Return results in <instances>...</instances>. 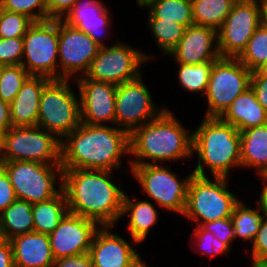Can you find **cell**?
<instances>
[{
	"mask_svg": "<svg viewBox=\"0 0 267 267\" xmlns=\"http://www.w3.org/2000/svg\"><path fill=\"white\" fill-rule=\"evenodd\" d=\"M131 173L150 199L162 207L174 213L184 214L188 187L192 175L180 180L175 173L167 167L158 164L130 166Z\"/></svg>",
	"mask_w": 267,
	"mask_h": 267,
	"instance_id": "7c38bea8",
	"label": "cell"
},
{
	"mask_svg": "<svg viewBox=\"0 0 267 267\" xmlns=\"http://www.w3.org/2000/svg\"><path fill=\"white\" fill-rule=\"evenodd\" d=\"M13 186L7 173L0 167V213L16 200Z\"/></svg>",
	"mask_w": 267,
	"mask_h": 267,
	"instance_id": "b9f144b4",
	"label": "cell"
},
{
	"mask_svg": "<svg viewBox=\"0 0 267 267\" xmlns=\"http://www.w3.org/2000/svg\"><path fill=\"white\" fill-rule=\"evenodd\" d=\"M251 244V262L267 261V216L260 224L259 230Z\"/></svg>",
	"mask_w": 267,
	"mask_h": 267,
	"instance_id": "ab89813d",
	"label": "cell"
},
{
	"mask_svg": "<svg viewBox=\"0 0 267 267\" xmlns=\"http://www.w3.org/2000/svg\"><path fill=\"white\" fill-rule=\"evenodd\" d=\"M149 30L152 31L156 44L166 55L179 43L186 27L163 19H147Z\"/></svg>",
	"mask_w": 267,
	"mask_h": 267,
	"instance_id": "d6a6232c",
	"label": "cell"
},
{
	"mask_svg": "<svg viewBox=\"0 0 267 267\" xmlns=\"http://www.w3.org/2000/svg\"><path fill=\"white\" fill-rule=\"evenodd\" d=\"M141 75L116 87L115 124L129 133L154 120L166 108L157 109Z\"/></svg>",
	"mask_w": 267,
	"mask_h": 267,
	"instance_id": "5bb4252c",
	"label": "cell"
},
{
	"mask_svg": "<svg viewBox=\"0 0 267 267\" xmlns=\"http://www.w3.org/2000/svg\"><path fill=\"white\" fill-rule=\"evenodd\" d=\"M100 47L87 33L59 19V79L76 80L78 72L84 76Z\"/></svg>",
	"mask_w": 267,
	"mask_h": 267,
	"instance_id": "9a60e30c",
	"label": "cell"
},
{
	"mask_svg": "<svg viewBox=\"0 0 267 267\" xmlns=\"http://www.w3.org/2000/svg\"><path fill=\"white\" fill-rule=\"evenodd\" d=\"M234 1L238 2V1H249V0H234Z\"/></svg>",
	"mask_w": 267,
	"mask_h": 267,
	"instance_id": "9f6ffc18",
	"label": "cell"
},
{
	"mask_svg": "<svg viewBox=\"0 0 267 267\" xmlns=\"http://www.w3.org/2000/svg\"><path fill=\"white\" fill-rule=\"evenodd\" d=\"M29 76L22 65L3 66L0 72V99L10 104Z\"/></svg>",
	"mask_w": 267,
	"mask_h": 267,
	"instance_id": "836d02e7",
	"label": "cell"
},
{
	"mask_svg": "<svg viewBox=\"0 0 267 267\" xmlns=\"http://www.w3.org/2000/svg\"><path fill=\"white\" fill-rule=\"evenodd\" d=\"M258 103L267 111V75L257 70L251 72V85Z\"/></svg>",
	"mask_w": 267,
	"mask_h": 267,
	"instance_id": "60d3db41",
	"label": "cell"
},
{
	"mask_svg": "<svg viewBox=\"0 0 267 267\" xmlns=\"http://www.w3.org/2000/svg\"><path fill=\"white\" fill-rule=\"evenodd\" d=\"M192 134V152L198 156L194 174L206 176L205 165L213 177L228 178L230 168L241 167V134L237 128L220 117L204 116Z\"/></svg>",
	"mask_w": 267,
	"mask_h": 267,
	"instance_id": "277c9868",
	"label": "cell"
},
{
	"mask_svg": "<svg viewBox=\"0 0 267 267\" xmlns=\"http://www.w3.org/2000/svg\"><path fill=\"white\" fill-rule=\"evenodd\" d=\"M112 171L63 169L62 190L68 213L112 226L121 219L124 191L112 180Z\"/></svg>",
	"mask_w": 267,
	"mask_h": 267,
	"instance_id": "6da1fadb",
	"label": "cell"
},
{
	"mask_svg": "<svg viewBox=\"0 0 267 267\" xmlns=\"http://www.w3.org/2000/svg\"><path fill=\"white\" fill-rule=\"evenodd\" d=\"M76 79L80 96L81 123L115 125V97L117 85L94 81L85 76Z\"/></svg>",
	"mask_w": 267,
	"mask_h": 267,
	"instance_id": "e0dca14e",
	"label": "cell"
},
{
	"mask_svg": "<svg viewBox=\"0 0 267 267\" xmlns=\"http://www.w3.org/2000/svg\"><path fill=\"white\" fill-rule=\"evenodd\" d=\"M15 267H53L49 236L30 232L10 239Z\"/></svg>",
	"mask_w": 267,
	"mask_h": 267,
	"instance_id": "7402d4cb",
	"label": "cell"
},
{
	"mask_svg": "<svg viewBox=\"0 0 267 267\" xmlns=\"http://www.w3.org/2000/svg\"><path fill=\"white\" fill-rule=\"evenodd\" d=\"M237 59L251 72L264 64L267 59V19L257 28Z\"/></svg>",
	"mask_w": 267,
	"mask_h": 267,
	"instance_id": "4dcf8cb0",
	"label": "cell"
},
{
	"mask_svg": "<svg viewBox=\"0 0 267 267\" xmlns=\"http://www.w3.org/2000/svg\"><path fill=\"white\" fill-rule=\"evenodd\" d=\"M11 127L10 104L0 99V131L5 133Z\"/></svg>",
	"mask_w": 267,
	"mask_h": 267,
	"instance_id": "bcb514c9",
	"label": "cell"
},
{
	"mask_svg": "<svg viewBox=\"0 0 267 267\" xmlns=\"http://www.w3.org/2000/svg\"><path fill=\"white\" fill-rule=\"evenodd\" d=\"M3 137H4V133L2 131H0V163H1V159H2Z\"/></svg>",
	"mask_w": 267,
	"mask_h": 267,
	"instance_id": "681fc988",
	"label": "cell"
},
{
	"mask_svg": "<svg viewBox=\"0 0 267 267\" xmlns=\"http://www.w3.org/2000/svg\"><path fill=\"white\" fill-rule=\"evenodd\" d=\"M179 64L178 79L180 85L189 92H201L205 96L211 70L214 61H209L199 65Z\"/></svg>",
	"mask_w": 267,
	"mask_h": 267,
	"instance_id": "1f68e13d",
	"label": "cell"
},
{
	"mask_svg": "<svg viewBox=\"0 0 267 267\" xmlns=\"http://www.w3.org/2000/svg\"><path fill=\"white\" fill-rule=\"evenodd\" d=\"M112 226L100 227L89 249L94 267H132L140 254L125 239L111 233Z\"/></svg>",
	"mask_w": 267,
	"mask_h": 267,
	"instance_id": "d6986e66",
	"label": "cell"
},
{
	"mask_svg": "<svg viewBox=\"0 0 267 267\" xmlns=\"http://www.w3.org/2000/svg\"><path fill=\"white\" fill-rule=\"evenodd\" d=\"M78 0H46L48 20L63 19Z\"/></svg>",
	"mask_w": 267,
	"mask_h": 267,
	"instance_id": "7bdbcfd3",
	"label": "cell"
},
{
	"mask_svg": "<svg viewBox=\"0 0 267 267\" xmlns=\"http://www.w3.org/2000/svg\"><path fill=\"white\" fill-rule=\"evenodd\" d=\"M130 213V214H129ZM129 214L128 230L133 244L143 243L149 230L158 220V211L151 201L131 200L127 193L124 194L121 218Z\"/></svg>",
	"mask_w": 267,
	"mask_h": 267,
	"instance_id": "cb8c5ba5",
	"label": "cell"
},
{
	"mask_svg": "<svg viewBox=\"0 0 267 267\" xmlns=\"http://www.w3.org/2000/svg\"><path fill=\"white\" fill-rule=\"evenodd\" d=\"M17 199L31 204L51 199L62 191L63 167L31 161H1ZM59 180V182H58ZM56 182L59 183L56 189Z\"/></svg>",
	"mask_w": 267,
	"mask_h": 267,
	"instance_id": "52a82bcc",
	"label": "cell"
},
{
	"mask_svg": "<svg viewBox=\"0 0 267 267\" xmlns=\"http://www.w3.org/2000/svg\"><path fill=\"white\" fill-rule=\"evenodd\" d=\"M2 67H3V65L0 63V72H1Z\"/></svg>",
	"mask_w": 267,
	"mask_h": 267,
	"instance_id": "6f0895ef",
	"label": "cell"
},
{
	"mask_svg": "<svg viewBox=\"0 0 267 267\" xmlns=\"http://www.w3.org/2000/svg\"><path fill=\"white\" fill-rule=\"evenodd\" d=\"M252 267H267V261L251 262Z\"/></svg>",
	"mask_w": 267,
	"mask_h": 267,
	"instance_id": "c3c4849f",
	"label": "cell"
},
{
	"mask_svg": "<svg viewBox=\"0 0 267 267\" xmlns=\"http://www.w3.org/2000/svg\"><path fill=\"white\" fill-rule=\"evenodd\" d=\"M33 23L26 15L0 8V38L23 37Z\"/></svg>",
	"mask_w": 267,
	"mask_h": 267,
	"instance_id": "d590c367",
	"label": "cell"
},
{
	"mask_svg": "<svg viewBox=\"0 0 267 267\" xmlns=\"http://www.w3.org/2000/svg\"><path fill=\"white\" fill-rule=\"evenodd\" d=\"M260 178L263 180L262 182H267V166L264 170L259 174Z\"/></svg>",
	"mask_w": 267,
	"mask_h": 267,
	"instance_id": "f907efd6",
	"label": "cell"
},
{
	"mask_svg": "<svg viewBox=\"0 0 267 267\" xmlns=\"http://www.w3.org/2000/svg\"><path fill=\"white\" fill-rule=\"evenodd\" d=\"M234 0H191L194 24L218 30L230 14Z\"/></svg>",
	"mask_w": 267,
	"mask_h": 267,
	"instance_id": "f1b7e54d",
	"label": "cell"
},
{
	"mask_svg": "<svg viewBox=\"0 0 267 267\" xmlns=\"http://www.w3.org/2000/svg\"><path fill=\"white\" fill-rule=\"evenodd\" d=\"M130 154V133L118 126L81 123L61 141L63 169L120 168L122 154Z\"/></svg>",
	"mask_w": 267,
	"mask_h": 267,
	"instance_id": "7a4b0ae2",
	"label": "cell"
},
{
	"mask_svg": "<svg viewBox=\"0 0 267 267\" xmlns=\"http://www.w3.org/2000/svg\"><path fill=\"white\" fill-rule=\"evenodd\" d=\"M241 134V166L257 169L267 166V124L246 129Z\"/></svg>",
	"mask_w": 267,
	"mask_h": 267,
	"instance_id": "d4e9b609",
	"label": "cell"
},
{
	"mask_svg": "<svg viewBox=\"0 0 267 267\" xmlns=\"http://www.w3.org/2000/svg\"><path fill=\"white\" fill-rule=\"evenodd\" d=\"M68 81L51 79L44 86L39 103L37 126L53 133L60 141L81 124L80 97Z\"/></svg>",
	"mask_w": 267,
	"mask_h": 267,
	"instance_id": "5b68a950",
	"label": "cell"
},
{
	"mask_svg": "<svg viewBox=\"0 0 267 267\" xmlns=\"http://www.w3.org/2000/svg\"><path fill=\"white\" fill-rule=\"evenodd\" d=\"M193 237L196 238V245L199 246L200 254L207 256H217L231 251L230 247L220 241L213 233L204 230L201 226L195 227Z\"/></svg>",
	"mask_w": 267,
	"mask_h": 267,
	"instance_id": "8d00e7d4",
	"label": "cell"
},
{
	"mask_svg": "<svg viewBox=\"0 0 267 267\" xmlns=\"http://www.w3.org/2000/svg\"><path fill=\"white\" fill-rule=\"evenodd\" d=\"M227 181L226 177H214L212 181L207 176L193 174L183 215L192 222H198L196 226L230 218L241 200L228 190Z\"/></svg>",
	"mask_w": 267,
	"mask_h": 267,
	"instance_id": "8992f818",
	"label": "cell"
},
{
	"mask_svg": "<svg viewBox=\"0 0 267 267\" xmlns=\"http://www.w3.org/2000/svg\"><path fill=\"white\" fill-rule=\"evenodd\" d=\"M59 19L34 22L23 36L21 65L30 75L59 79Z\"/></svg>",
	"mask_w": 267,
	"mask_h": 267,
	"instance_id": "9c48e42d",
	"label": "cell"
},
{
	"mask_svg": "<svg viewBox=\"0 0 267 267\" xmlns=\"http://www.w3.org/2000/svg\"><path fill=\"white\" fill-rule=\"evenodd\" d=\"M201 227L204 230L213 233L215 237L231 248V243L235 239L231 218H222L212 222H205Z\"/></svg>",
	"mask_w": 267,
	"mask_h": 267,
	"instance_id": "f35d334b",
	"label": "cell"
},
{
	"mask_svg": "<svg viewBox=\"0 0 267 267\" xmlns=\"http://www.w3.org/2000/svg\"><path fill=\"white\" fill-rule=\"evenodd\" d=\"M266 19V2L262 0L235 2L230 14L217 30L220 56L237 58Z\"/></svg>",
	"mask_w": 267,
	"mask_h": 267,
	"instance_id": "30bf717a",
	"label": "cell"
},
{
	"mask_svg": "<svg viewBox=\"0 0 267 267\" xmlns=\"http://www.w3.org/2000/svg\"><path fill=\"white\" fill-rule=\"evenodd\" d=\"M0 267H15L13 248L10 240L7 239L0 244Z\"/></svg>",
	"mask_w": 267,
	"mask_h": 267,
	"instance_id": "f6af8a7d",
	"label": "cell"
},
{
	"mask_svg": "<svg viewBox=\"0 0 267 267\" xmlns=\"http://www.w3.org/2000/svg\"><path fill=\"white\" fill-rule=\"evenodd\" d=\"M192 143V132L189 134L166 108L154 120L130 133L129 155L134 157V160L130 161V166L158 164V161L172 162L192 157ZM146 159L152 162H146Z\"/></svg>",
	"mask_w": 267,
	"mask_h": 267,
	"instance_id": "3957f363",
	"label": "cell"
},
{
	"mask_svg": "<svg viewBox=\"0 0 267 267\" xmlns=\"http://www.w3.org/2000/svg\"><path fill=\"white\" fill-rule=\"evenodd\" d=\"M100 227L91 219L67 213L48 235L54 259L88 253Z\"/></svg>",
	"mask_w": 267,
	"mask_h": 267,
	"instance_id": "2e32d148",
	"label": "cell"
},
{
	"mask_svg": "<svg viewBox=\"0 0 267 267\" xmlns=\"http://www.w3.org/2000/svg\"><path fill=\"white\" fill-rule=\"evenodd\" d=\"M23 57V37L0 38V63L3 66L21 65Z\"/></svg>",
	"mask_w": 267,
	"mask_h": 267,
	"instance_id": "74e56055",
	"label": "cell"
},
{
	"mask_svg": "<svg viewBox=\"0 0 267 267\" xmlns=\"http://www.w3.org/2000/svg\"><path fill=\"white\" fill-rule=\"evenodd\" d=\"M143 7L149 12V19L173 21L186 28L194 25L191 0H151Z\"/></svg>",
	"mask_w": 267,
	"mask_h": 267,
	"instance_id": "83f0119b",
	"label": "cell"
},
{
	"mask_svg": "<svg viewBox=\"0 0 267 267\" xmlns=\"http://www.w3.org/2000/svg\"><path fill=\"white\" fill-rule=\"evenodd\" d=\"M108 11L100 0H78L62 20L87 33L95 42L103 46L105 44L101 40L102 34L104 35L102 31H107L105 29L111 26Z\"/></svg>",
	"mask_w": 267,
	"mask_h": 267,
	"instance_id": "ffe728a7",
	"label": "cell"
},
{
	"mask_svg": "<svg viewBox=\"0 0 267 267\" xmlns=\"http://www.w3.org/2000/svg\"><path fill=\"white\" fill-rule=\"evenodd\" d=\"M0 8L26 15L33 22L48 20L46 0H0Z\"/></svg>",
	"mask_w": 267,
	"mask_h": 267,
	"instance_id": "e575fe53",
	"label": "cell"
},
{
	"mask_svg": "<svg viewBox=\"0 0 267 267\" xmlns=\"http://www.w3.org/2000/svg\"><path fill=\"white\" fill-rule=\"evenodd\" d=\"M146 264L140 258L132 267H144Z\"/></svg>",
	"mask_w": 267,
	"mask_h": 267,
	"instance_id": "f5cc1de1",
	"label": "cell"
},
{
	"mask_svg": "<svg viewBox=\"0 0 267 267\" xmlns=\"http://www.w3.org/2000/svg\"><path fill=\"white\" fill-rule=\"evenodd\" d=\"M151 0H137V4L143 8L144 5H146L148 2H150Z\"/></svg>",
	"mask_w": 267,
	"mask_h": 267,
	"instance_id": "db71d44e",
	"label": "cell"
},
{
	"mask_svg": "<svg viewBox=\"0 0 267 267\" xmlns=\"http://www.w3.org/2000/svg\"><path fill=\"white\" fill-rule=\"evenodd\" d=\"M5 240L4 235L0 229V244Z\"/></svg>",
	"mask_w": 267,
	"mask_h": 267,
	"instance_id": "11a10c76",
	"label": "cell"
},
{
	"mask_svg": "<svg viewBox=\"0 0 267 267\" xmlns=\"http://www.w3.org/2000/svg\"><path fill=\"white\" fill-rule=\"evenodd\" d=\"M250 85L251 71L237 58L220 57L214 61L205 94V117H220Z\"/></svg>",
	"mask_w": 267,
	"mask_h": 267,
	"instance_id": "8fae6325",
	"label": "cell"
},
{
	"mask_svg": "<svg viewBox=\"0 0 267 267\" xmlns=\"http://www.w3.org/2000/svg\"><path fill=\"white\" fill-rule=\"evenodd\" d=\"M51 79L30 75L10 103L12 127L37 126L40 96Z\"/></svg>",
	"mask_w": 267,
	"mask_h": 267,
	"instance_id": "44dd1931",
	"label": "cell"
},
{
	"mask_svg": "<svg viewBox=\"0 0 267 267\" xmlns=\"http://www.w3.org/2000/svg\"><path fill=\"white\" fill-rule=\"evenodd\" d=\"M257 71L267 75V59L264 62V64Z\"/></svg>",
	"mask_w": 267,
	"mask_h": 267,
	"instance_id": "816d5d0a",
	"label": "cell"
},
{
	"mask_svg": "<svg viewBox=\"0 0 267 267\" xmlns=\"http://www.w3.org/2000/svg\"><path fill=\"white\" fill-rule=\"evenodd\" d=\"M264 187L262 188V191L259 196L258 204L260 205L261 208L264 209L266 212L267 216V182H263Z\"/></svg>",
	"mask_w": 267,
	"mask_h": 267,
	"instance_id": "7dc6e473",
	"label": "cell"
},
{
	"mask_svg": "<svg viewBox=\"0 0 267 267\" xmlns=\"http://www.w3.org/2000/svg\"><path fill=\"white\" fill-rule=\"evenodd\" d=\"M32 212L34 232L51 234L68 213V205L63 190L49 200L33 204Z\"/></svg>",
	"mask_w": 267,
	"mask_h": 267,
	"instance_id": "4316f807",
	"label": "cell"
},
{
	"mask_svg": "<svg viewBox=\"0 0 267 267\" xmlns=\"http://www.w3.org/2000/svg\"><path fill=\"white\" fill-rule=\"evenodd\" d=\"M152 58L126 43L117 41L112 46L100 47L84 76L94 81L120 85L142 75L140 66Z\"/></svg>",
	"mask_w": 267,
	"mask_h": 267,
	"instance_id": "4fadbf2b",
	"label": "cell"
},
{
	"mask_svg": "<svg viewBox=\"0 0 267 267\" xmlns=\"http://www.w3.org/2000/svg\"><path fill=\"white\" fill-rule=\"evenodd\" d=\"M33 204L16 199L0 213V229L7 240L34 231Z\"/></svg>",
	"mask_w": 267,
	"mask_h": 267,
	"instance_id": "484cf974",
	"label": "cell"
},
{
	"mask_svg": "<svg viewBox=\"0 0 267 267\" xmlns=\"http://www.w3.org/2000/svg\"><path fill=\"white\" fill-rule=\"evenodd\" d=\"M170 57L183 64L199 65L219 59L217 30L200 25L185 29L179 43L169 52Z\"/></svg>",
	"mask_w": 267,
	"mask_h": 267,
	"instance_id": "ac0fdd59",
	"label": "cell"
},
{
	"mask_svg": "<svg viewBox=\"0 0 267 267\" xmlns=\"http://www.w3.org/2000/svg\"><path fill=\"white\" fill-rule=\"evenodd\" d=\"M265 217L266 212L259 204L255 209H251L243 201H240L234 207L233 214L230 217L235 239L239 237L244 241L253 242Z\"/></svg>",
	"mask_w": 267,
	"mask_h": 267,
	"instance_id": "f546056e",
	"label": "cell"
},
{
	"mask_svg": "<svg viewBox=\"0 0 267 267\" xmlns=\"http://www.w3.org/2000/svg\"><path fill=\"white\" fill-rule=\"evenodd\" d=\"M53 267H94L89 253L61 257L54 261Z\"/></svg>",
	"mask_w": 267,
	"mask_h": 267,
	"instance_id": "ee69618b",
	"label": "cell"
},
{
	"mask_svg": "<svg viewBox=\"0 0 267 267\" xmlns=\"http://www.w3.org/2000/svg\"><path fill=\"white\" fill-rule=\"evenodd\" d=\"M1 161L61 165V141L40 126L11 127L4 133Z\"/></svg>",
	"mask_w": 267,
	"mask_h": 267,
	"instance_id": "ba28073f",
	"label": "cell"
},
{
	"mask_svg": "<svg viewBox=\"0 0 267 267\" xmlns=\"http://www.w3.org/2000/svg\"><path fill=\"white\" fill-rule=\"evenodd\" d=\"M220 118L241 132L267 124V111L258 103L253 89L249 87L234 99Z\"/></svg>",
	"mask_w": 267,
	"mask_h": 267,
	"instance_id": "603a6c76",
	"label": "cell"
}]
</instances>
